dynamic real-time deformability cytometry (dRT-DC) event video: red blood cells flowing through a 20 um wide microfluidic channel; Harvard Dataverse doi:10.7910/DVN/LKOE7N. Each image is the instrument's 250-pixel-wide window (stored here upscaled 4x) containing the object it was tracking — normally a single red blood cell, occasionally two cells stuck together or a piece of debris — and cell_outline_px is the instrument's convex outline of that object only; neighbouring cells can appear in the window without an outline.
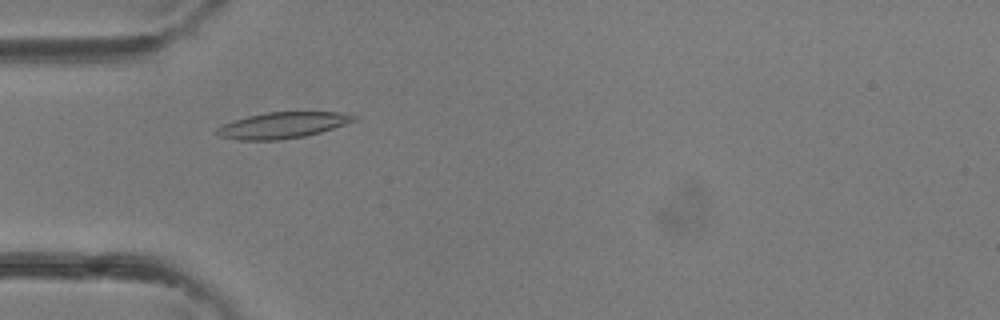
{"species": "common noctule bat (a hibernating species)", "species_latin": "Nyctalus noctula", "temperature_condition": "room temperature", "stored_images_in_passage": 38, "camera_frame_rate_fps": 3000, "um_per_image_px": 0.085, "animal": {"sex": "female"}, "frame": {"image": 1, "passage_image": 12, "time_ms": 3.667, "image_size_px": [1000, 320], "cell_outline_px": [[360, 116], [356, 120], [320, 132], [304, 136], [280, 140], [236, 140], [220, 136], [212, 132], [216, 128], [224, 124], [248, 116], [268, 112], [340, 112]], "centroid_in_image_um": [24.0, 10.65], "position_along_channel_um": 61.0, "area_um2": 20.75}}
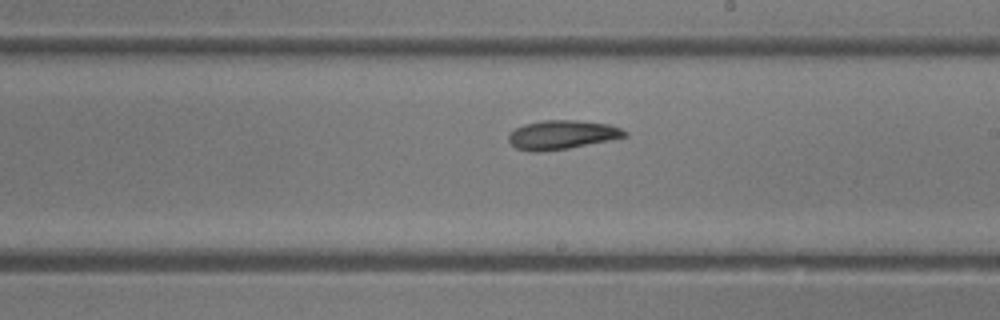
{"frame": {"image": 2, "passage_image": 22, "time_ms": 7.0, "image_size_px": [1000, 320], "cell_outline_px": [[628, 136], [568, 148], [540, 152], [532, 152], [516, 148], [508, 140], [508, 132], [524, 124], [544, 120], [576, 120], [608, 124], [620, 128], [628, 132]], "centroid_in_image_um": [47.73, 11.45], "position_along_channel_um": 241.3, "area_um2": 19.54}}
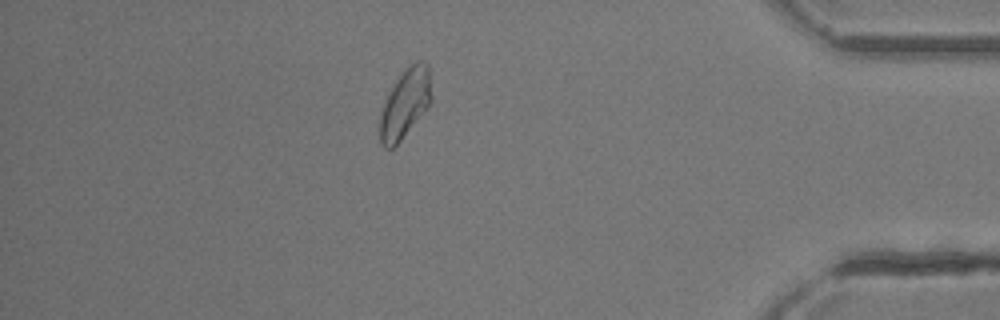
{"frame": {"image": 3, "passage_image": 33, "time_ms": 10.667, "image_size_px": [1000, 320], "cell_outline_px": [[432, 100], [400, 140], [392, 148], [384, 148], [380, 144], [380, 116], [388, 92], [400, 72], [408, 64], [416, 60], [424, 60], [428, 64], [432, 96]], "centroid_in_image_um": [34.43, 8.71], "position_along_channel_um": 400.8, "area_um2": 20.63}}